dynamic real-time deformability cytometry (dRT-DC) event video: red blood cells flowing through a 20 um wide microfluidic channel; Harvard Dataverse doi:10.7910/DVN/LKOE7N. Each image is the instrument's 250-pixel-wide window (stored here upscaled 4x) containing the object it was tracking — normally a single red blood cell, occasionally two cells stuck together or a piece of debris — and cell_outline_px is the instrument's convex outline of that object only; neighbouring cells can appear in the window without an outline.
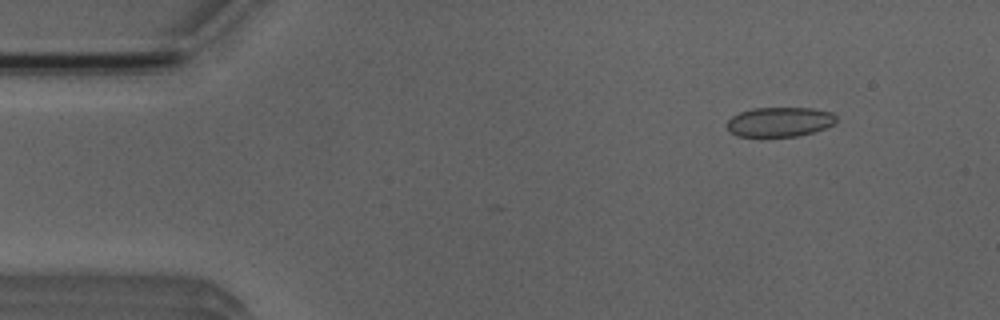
{"species": "Egyptian fruit bat (a non-hibernating species)", "species_latin": "Rousettus aegyptiacus", "temperature_condition": "room temperature", "stored_images_in_passage": 3, "camera_frame_rate_fps": 3000, "um_per_image_px": 0.085, "animal": {"sex": "male"}, "frame": {"image": 1, "passage_image": 1, "time_ms": 0.0, "image_size_px": [1000, 320], "cell_outline_px": [[836, 124], [812, 132], [796, 136], [764, 140], [760, 140], [736, 136], [728, 128], [728, 120], [732, 116], [740, 112], [752, 108], [812, 108], [832, 112], [836, 116]], "centroid_in_image_um": [66.23, 10.41], "position_along_channel_um": 18.8, "area_um2": 19.65}}